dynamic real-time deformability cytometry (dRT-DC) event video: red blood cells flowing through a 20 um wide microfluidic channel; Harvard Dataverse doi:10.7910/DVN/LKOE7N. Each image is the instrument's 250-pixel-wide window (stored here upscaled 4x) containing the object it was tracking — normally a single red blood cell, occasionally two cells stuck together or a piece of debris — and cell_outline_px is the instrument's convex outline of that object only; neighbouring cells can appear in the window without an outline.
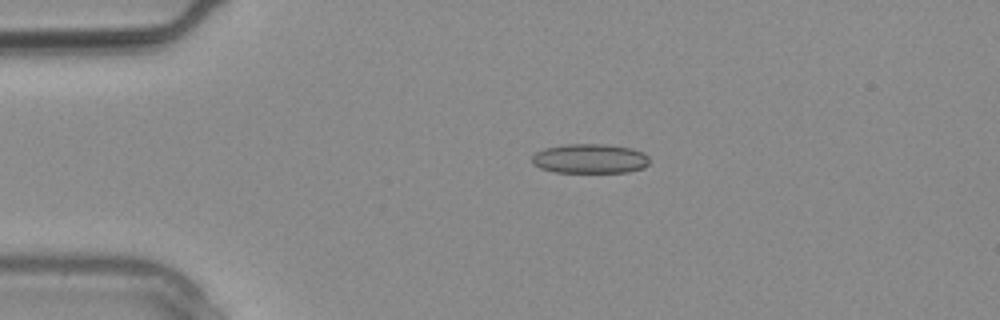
{"species": "common noctule bat (a hibernating species)", "species_latin": "Nyctalus noctula", "temperature_condition": "warm", "stored_images_in_passage": 1, "camera_frame_rate_fps": 3000, "um_per_image_px": 0.085, "animal": {"sex": "male", "body_mass_g": 20.4}, "frame": {"image": 1, "passage_image": 1, "time_ms": 0.0, "image_size_px": [1000, 320], "cell_outline_px": [[648, 164], [644, 168], [628, 172], [556, 172], [540, 168], [532, 164], [532, 156], [536, 152], [544, 148], [568, 144], [604, 144], [632, 148], [644, 152], [648, 156]], "centroid_in_image_um": [50.15, 13.48], "position_along_channel_um": 34.8, "area_um2": 20.29}}